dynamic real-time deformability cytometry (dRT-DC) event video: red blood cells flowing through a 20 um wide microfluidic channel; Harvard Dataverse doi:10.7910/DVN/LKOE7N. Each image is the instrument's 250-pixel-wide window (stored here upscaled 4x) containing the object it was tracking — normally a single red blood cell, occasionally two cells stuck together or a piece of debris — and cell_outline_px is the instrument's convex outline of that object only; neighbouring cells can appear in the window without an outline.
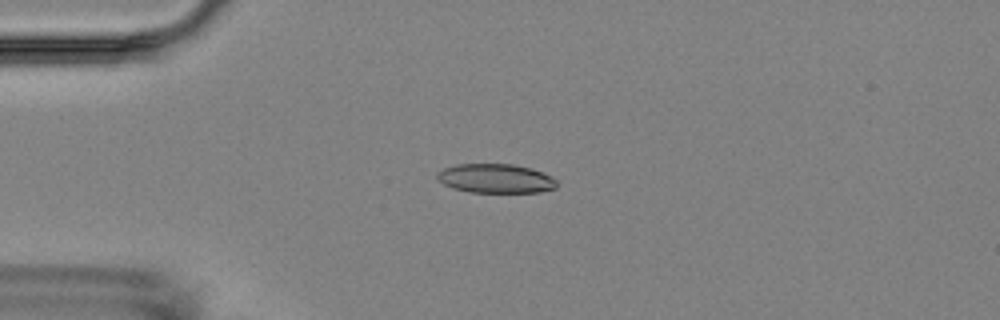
{"species": "Egyptian fruit bat (a non-hibernating species)", "species_latin": "Rousettus aegyptiacus", "temperature_condition": "room temperature", "stored_images_in_passage": 4, "camera_frame_rate_fps": 3000, "um_per_image_px": 0.085, "animal": {"sex": "female"}, "frame": {"image": 1, "passage_image": 4, "time_ms": 3.667, "image_size_px": [1000, 320], "cell_outline_px": [[556, 188], [540, 192], [468, 192], [452, 188], [444, 184], [436, 176], [436, 172], [444, 168], [456, 164], [512, 164], [532, 168], [552, 176], [556, 180]], "centroid_in_image_um": [42.13, 15.17], "position_along_channel_um": 42.9, "area_um2": 20.4}}